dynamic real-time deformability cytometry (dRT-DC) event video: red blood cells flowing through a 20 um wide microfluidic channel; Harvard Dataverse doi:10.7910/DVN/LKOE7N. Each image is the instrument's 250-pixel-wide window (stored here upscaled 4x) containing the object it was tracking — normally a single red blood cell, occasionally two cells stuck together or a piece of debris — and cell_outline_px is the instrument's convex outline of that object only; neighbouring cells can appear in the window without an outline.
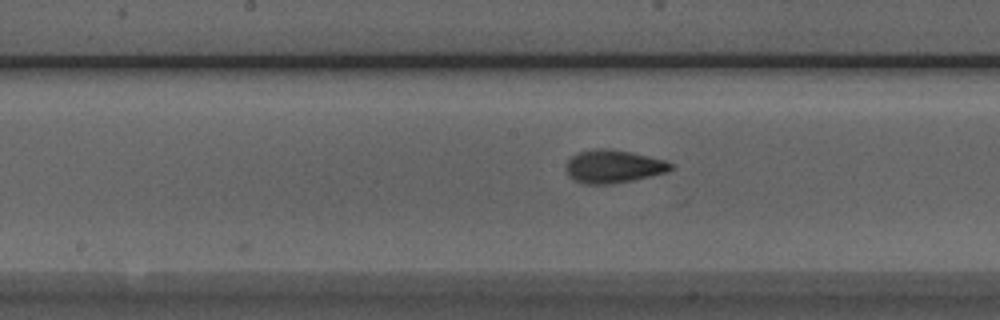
{"species": "Egyptian fruit bat (a non-hibernating species)", "species_latin": "Rousettus aegyptiacus", "temperature_condition": "room temperature", "stored_images_in_passage": 15, "camera_frame_rate_fps": 3000, "um_per_image_px": 0.085, "animal": {"sex": "male"}, "frame": {"image": 1, "passage_image": 15, "time_ms": 4.667, "image_size_px": [1000, 320], "cell_outline_px": [[672, 168], [668, 172], [632, 180], [608, 184], [584, 184], [572, 180], [568, 176], [564, 168], [568, 160], [572, 156], [580, 152], [596, 148], [604, 148], [632, 152], [664, 160], [672, 164]], "centroid_in_image_um": [52.09, 14.15], "position_along_channel_um": 196.1, "area_um2": 20.17}}